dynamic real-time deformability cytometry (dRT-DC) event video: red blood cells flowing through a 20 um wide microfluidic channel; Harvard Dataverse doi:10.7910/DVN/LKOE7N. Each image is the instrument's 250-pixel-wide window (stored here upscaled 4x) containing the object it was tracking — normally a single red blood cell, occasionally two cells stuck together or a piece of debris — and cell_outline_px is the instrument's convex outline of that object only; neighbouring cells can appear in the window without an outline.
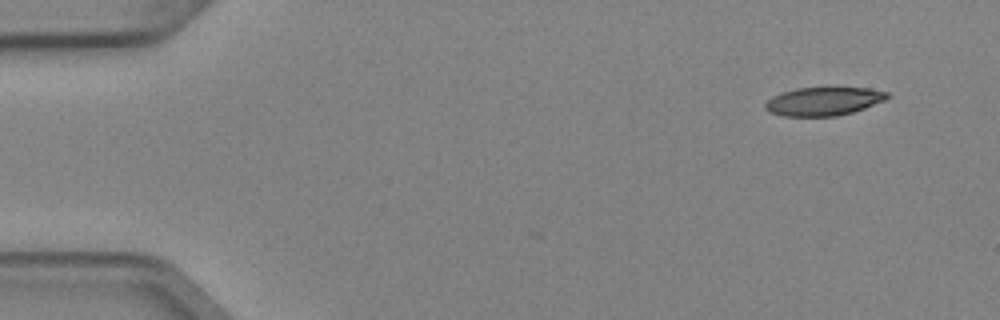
{"species": "Egyptian fruit bat (a non-hibernating species)", "species_latin": "Rousettus aegyptiacus", "temperature_condition": "cold", "stored_images_in_passage": 3, "camera_frame_rate_fps": 3000, "um_per_image_px": 0.085, "animal": {"sex": "female"}, "frame": {"image": 1, "passage_image": 1, "time_ms": 0.0, "image_size_px": [1000, 320], "cell_outline_px": [[888, 96], [884, 100], [864, 108], [852, 112], [836, 116], [784, 116], [772, 112], [764, 108], [764, 104], [772, 96], [796, 88], [828, 84], [832, 84], [868, 88], [888, 92]], "centroid_in_image_um": [70.02, 8.55], "position_along_channel_um": 15.0, "area_um2": 20.98}}